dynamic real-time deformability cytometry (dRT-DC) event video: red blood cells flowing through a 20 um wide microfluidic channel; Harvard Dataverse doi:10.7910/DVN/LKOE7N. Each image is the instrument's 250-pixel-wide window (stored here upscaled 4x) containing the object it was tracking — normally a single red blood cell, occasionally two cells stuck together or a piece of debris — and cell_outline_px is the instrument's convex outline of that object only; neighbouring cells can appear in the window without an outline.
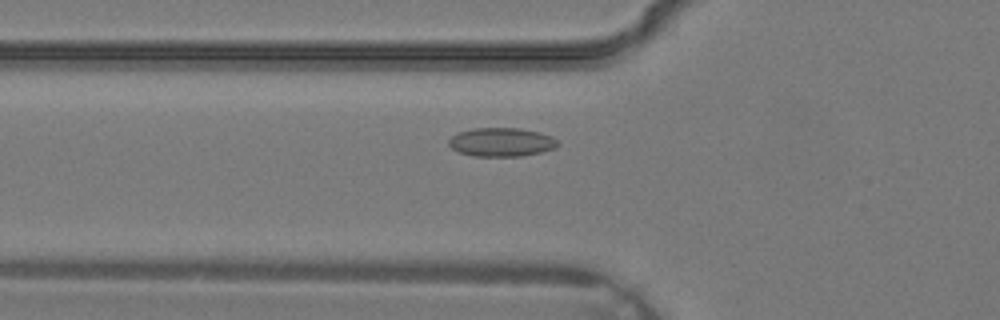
{"species": "common noctule bat (a hibernating species)", "species_latin": "Nyctalus noctula", "temperature_condition": "warm", "stored_images_in_passage": 21, "camera_frame_rate_fps": 3000, "um_per_image_px": 0.085, "animal": {"sex": "male", "body_mass_g": 19.2, "forearm_length_mm": 51.8}, "frame": {"image": 1, "passage_image": 4, "time_ms": 1.0, "image_size_px": [1000, 320], "cell_outline_px": [[560, 144], [556, 148], [540, 152], [520, 156], [472, 156], [460, 152], [452, 148], [448, 144], [448, 140], [456, 132], [472, 128], [520, 128], [540, 132], [552, 136]], "centroid_in_image_um": [42.61, 12.07], "position_along_channel_um": 83.2, "area_um2": 18.38}}
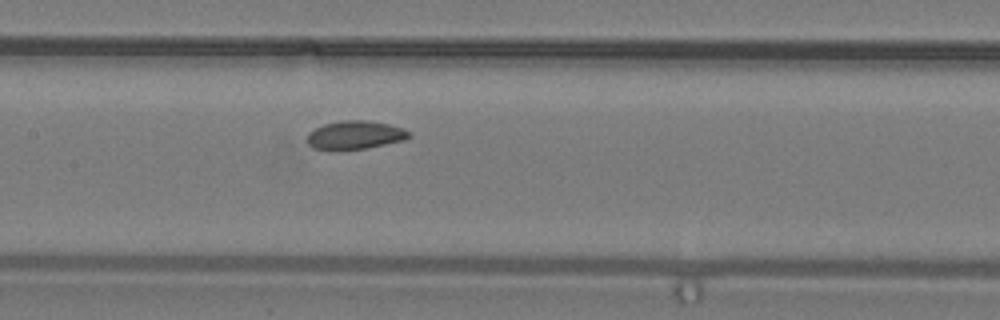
{"frame": {"image": 2, "passage_image": 9, "time_ms": 2.667, "image_size_px": [1000, 320], "cell_outline_px": [[412, 136], [404, 140], [364, 148], [312, 148], [308, 144], [308, 132], [324, 124], [340, 120], [364, 120], [388, 124], [412, 132]], "centroid_in_image_um": [30.2, 11.45], "position_along_channel_um": 177.2, "area_um2": 16.36}}
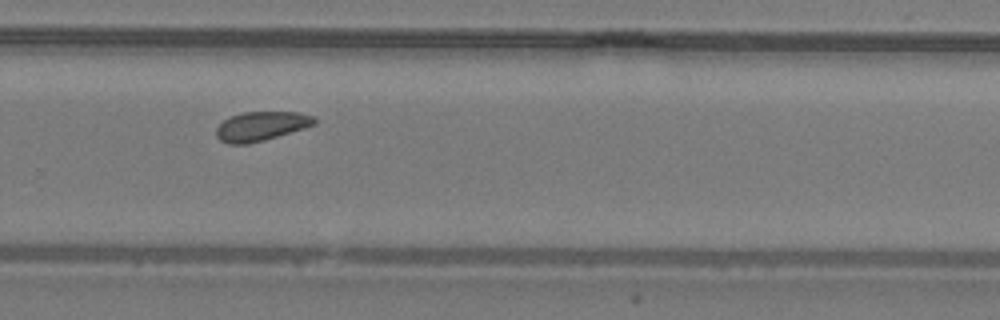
{"frame": {"image": 3, "passage_image": 16, "time_ms": 5.0, "image_size_px": [1000, 320], "cell_outline_px": [[316, 124], [304, 128], [264, 140], [248, 144], [228, 144], [220, 140], [216, 136], [216, 128], [224, 120], [240, 112], [300, 112], [316, 116]], "centroid_in_image_um": [22.21, 10.72], "position_along_channel_um": 307.6, "area_um2": 16.76}}